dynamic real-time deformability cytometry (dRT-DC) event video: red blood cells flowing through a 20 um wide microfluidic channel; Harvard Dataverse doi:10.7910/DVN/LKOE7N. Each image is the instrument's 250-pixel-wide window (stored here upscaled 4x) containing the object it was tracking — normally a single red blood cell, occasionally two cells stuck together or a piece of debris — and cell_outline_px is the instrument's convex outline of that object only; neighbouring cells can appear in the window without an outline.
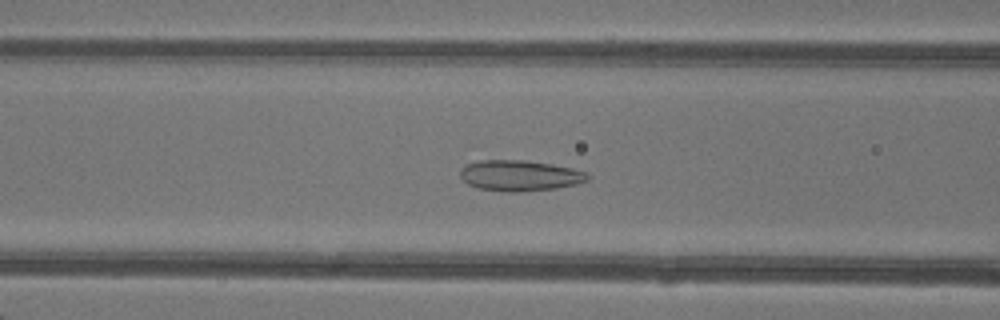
{"species": "common noctule bat (a hibernating species)", "species_latin": "Nyctalus noctula", "temperature_condition": "warm", "stored_images_in_passage": 42, "camera_frame_rate_fps": 3000, "um_per_image_px": 0.085, "animal": {"sex": "female"}, "frame": {"image": 1, "passage_image": 14, "time_ms": 4.333, "image_size_px": [1000, 320], "cell_outline_px": [[592, 176], [588, 180], [576, 184], [556, 188], [516, 192], [504, 192], [476, 188], [468, 184], [460, 176], [460, 168], [468, 164], [480, 160], [524, 160], [552, 164], [572, 168], [588, 172]], "centroid_in_image_um": [44.2, 14.92], "position_along_channel_um": 122.4, "area_um2": 23.0}}
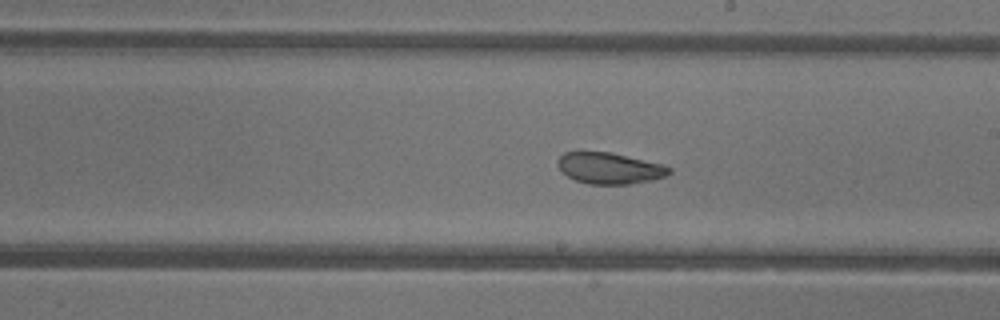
{"frame": {"image": 2, "passage_image": 22, "time_ms": 7.0, "image_size_px": [1000, 320], "cell_outline_px": [[672, 172], [664, 176], [652, 180], [628, 184], [588, 184], [576, 180], [560, 172], [556, 164], [556, 160], [564, 152], [580, 148], [612, 152], [664, 164], [672, 168]], "centroid_in_image_um": [51.73, 14.24], "position_along_channel_um": 237.3, "area_um2": 21.21}}
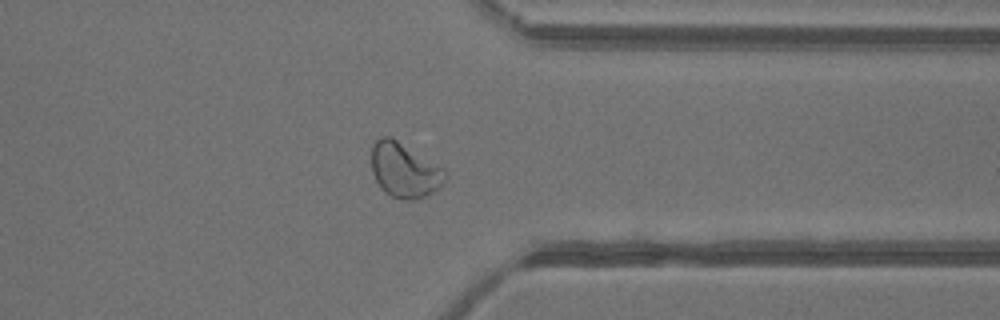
{"frame": {"image": 3, "passage_image": 32, "time_ms": 10.333, "image_size_px": [1000, 320], "cell_outline_px": [[444, 184], [440, 188], [416, 200], [404, 200], [392, 196], [384, 192], [376, 180], [372, 172], [372, 144], [380, 136], [392, 136], [444, 168]], "centroid_in_image_um": [34.37, 14.45], "position_along_channel_um": 377.0, "area_um2": 23.58}, "authors_computed_cell_mechanics": {"area_um2": 23.4379, "velocity_mm_per_s": 4.306, "shape_relaxation_time_tau1_ms": null, "shape_relaxation_time_tau2_ms": 0.9002, "deformation_change_tau1": null, "deformation_change_tau2": 0.0633}}